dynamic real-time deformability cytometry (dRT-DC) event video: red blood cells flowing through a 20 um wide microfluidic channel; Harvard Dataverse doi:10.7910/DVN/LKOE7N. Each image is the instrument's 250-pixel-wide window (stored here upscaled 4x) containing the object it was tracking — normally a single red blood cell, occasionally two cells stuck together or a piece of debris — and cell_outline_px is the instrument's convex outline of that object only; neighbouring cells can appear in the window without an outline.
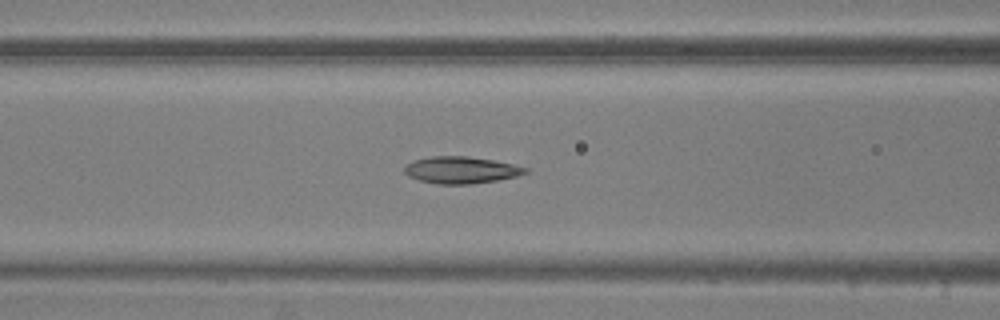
{"species": "common noctule bat (a hibernating species)", "species_latin": "Nyctalus noctula", "temperature_condition": "warm", "stored_images_in_passage": 16, "camera_frame_rate_fps": 3000, "um_per_image_px": 0.085, "animal": {"sex": "male", "body_mass_g": 20.5, "forearm_length_mm": 52.5}, "frame": {"image": 1, "passage_image": 15, "time_ms": 4.667, "image_size_px": [1000, 320], "cell_outline_px": [[528, 172], [516, 176], [496, 180], [472, 184], [436, 184], [420, 180], [408, 176], [404, 172], [404, 168], [412, 160], [432, 156], [468, 156], [492, 160], [512, 164], [528, 168]], "centroid_in_image_um": [39.17, 14.45], "position_along_channel_um": 127.4, "area_um2": 18.84}}